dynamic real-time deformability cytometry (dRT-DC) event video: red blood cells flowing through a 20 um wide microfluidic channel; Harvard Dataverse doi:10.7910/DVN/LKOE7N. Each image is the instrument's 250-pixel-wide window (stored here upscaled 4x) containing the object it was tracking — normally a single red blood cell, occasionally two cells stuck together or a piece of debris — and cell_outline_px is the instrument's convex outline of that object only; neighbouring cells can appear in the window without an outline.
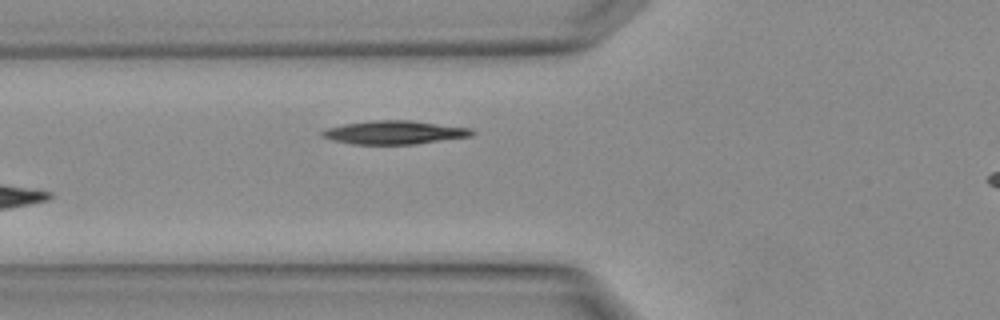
{"species": "Egyptian fruit bat (a non-hibernating species)", "species_latin": "Rousettus aegyptiacus", "temperature_condition": "warm", "stored_images_in_passage": 5, "camera_frame_rate_fps": 3000, "um_per_image_px": 0.085, "animal": {"sex": "female"}, "frame": {"image": 1, "passage_image": 4, "time_ms": 1.0, "image_size_px": [1000, 320], "cell_outline_px": [[476, 132], [472, 136], [412, 144], [352, 144], [332, 140], [320, 136], [320, 132], [324, 128], [344, 124], [368, 120], [412, 120], [472, 128]], "centroid_in_image_um": [33.49, 11.24], "position_along_channel_um": 92.3, "area_um2": 20.69}}